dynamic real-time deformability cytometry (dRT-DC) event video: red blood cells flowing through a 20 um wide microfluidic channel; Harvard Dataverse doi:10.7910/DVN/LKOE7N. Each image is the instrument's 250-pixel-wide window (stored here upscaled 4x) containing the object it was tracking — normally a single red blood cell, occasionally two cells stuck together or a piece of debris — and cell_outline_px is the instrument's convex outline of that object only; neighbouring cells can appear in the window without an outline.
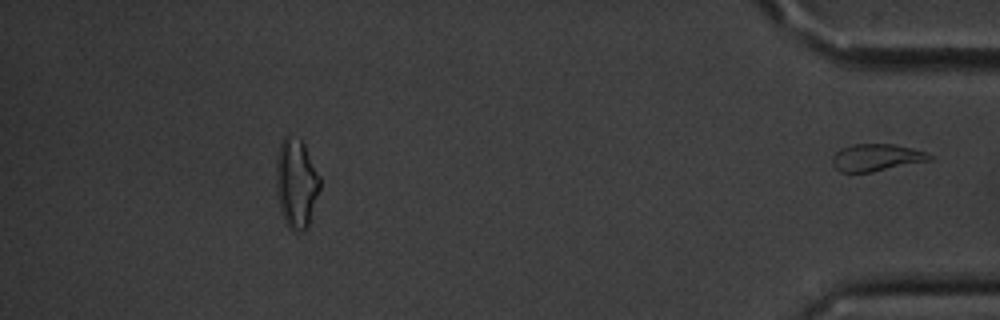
{"species": "common noctule bat (a hibernating species)", "species_latin": "Nyctalus noctula", "temperature_condition": "cold", "stored_images_in_passage": 50, "segment_of_instrument_passage": [2, 2], "camera_frame_rate_fps": 3000, "um_per_image_px": 0.085, "animal": {"sex": "male", "body_mass_g": 20.1, "forearm_length_mm": 53.5}, "frame": {"image": 1, "passage_image": 50, "time_ms": 16.333, "image_size_px": [1000, 320], "cell_outline_px": [[932, 160], [872, 172], [840, 172], [832, 164], [832, 156], [840, 148], [852, 144], [892, 144], [924, 152], [932, 156]], "centroid_in_image_um": [74.44, 13.39], "position_along_channel_um": 360.8, "area_um2": 15.26}}